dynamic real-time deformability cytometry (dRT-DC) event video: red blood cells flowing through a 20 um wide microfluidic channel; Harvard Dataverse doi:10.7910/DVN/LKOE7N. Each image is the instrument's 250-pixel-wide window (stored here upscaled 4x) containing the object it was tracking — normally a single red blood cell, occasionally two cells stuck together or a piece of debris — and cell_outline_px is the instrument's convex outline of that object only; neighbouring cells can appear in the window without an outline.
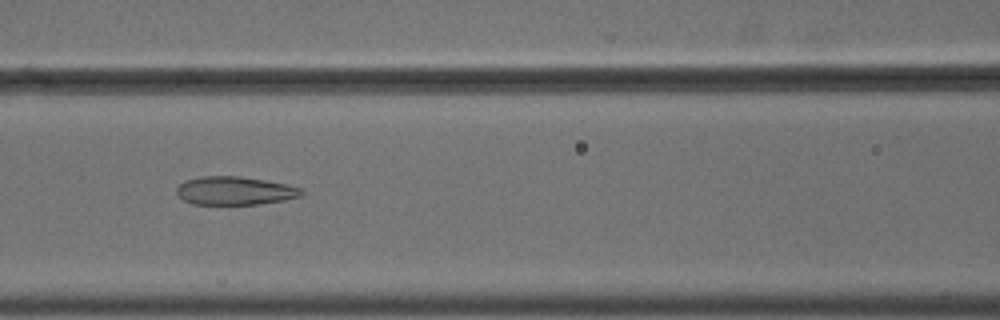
{"species": "common noctule bat (a hibernating species)", "species_latin": "Nyctalus noctula", "temperature_condition": "cold", "stored_images_in_passage": 41, "camera_frame_rate_fps": 3000, "um_per_image_px": 0.085, "animal": {"sex": "male", "body_mass_g": 18.8}, "frame": {"image": 1, "passage_image": 15, "time_ms": 4.667, "image_size_px": [1000, 320], "cell_outline_px": [[304, 192], [300, 196], [284, 200], [260, 204], [192, 204], [184, 200], [176, 192], [176, 188], [184, 180], [200, 176], [240, 176], [288, 184], [300, 188]], "centroid_in_image_um": [19.95, 16.2], "position_along_channel_um": 146.7, "area_um2": 20.63}}
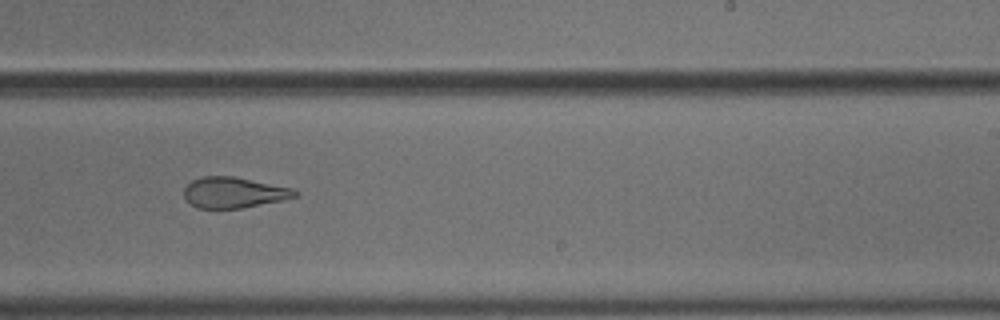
{"frame": {"image": 2, "passage_image": 25, "time_ms": 8.0, "image_size_px": [1000, 320], "cell_outline_px": [[300, 192], [296, 196], [284, 200], [240, 208], [196, 208], [184, 200], [184, 188], [192, 180], [200, 176], [232, 176], [292, 188]], "centroid_in_image_um": [19.84, 16.37], "position_along_channel_um": 269.2, "area_um2": 19.94}}
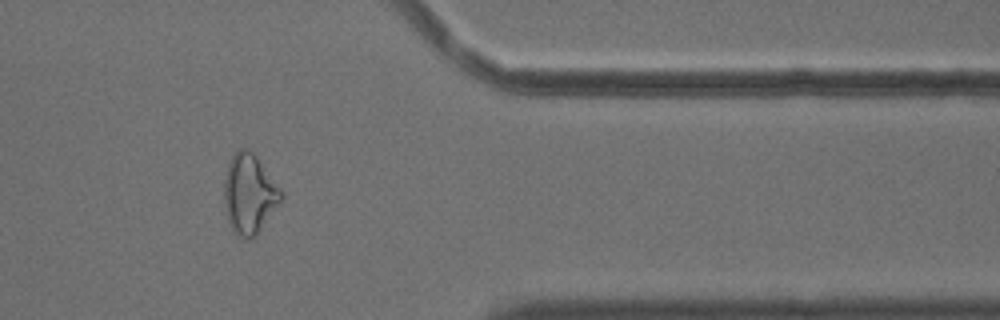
{"frame": {"image": 3, "passage_image": 36, "time_ms": 11.667, "image_size_px": [1000, 320], "cell_outline_px": [[284, 196], [256, 236], [248, 240], [244, 240], [236, 236], [228, 220], [224, 204], [224, 180], [228, 160], [240, 148], [248, 148], [256, 156], [284, 192]], "centroid_in_image_um": [21.18, 16.5], "position_along_channel_um": 390.2, "area_um2": 26.65}}